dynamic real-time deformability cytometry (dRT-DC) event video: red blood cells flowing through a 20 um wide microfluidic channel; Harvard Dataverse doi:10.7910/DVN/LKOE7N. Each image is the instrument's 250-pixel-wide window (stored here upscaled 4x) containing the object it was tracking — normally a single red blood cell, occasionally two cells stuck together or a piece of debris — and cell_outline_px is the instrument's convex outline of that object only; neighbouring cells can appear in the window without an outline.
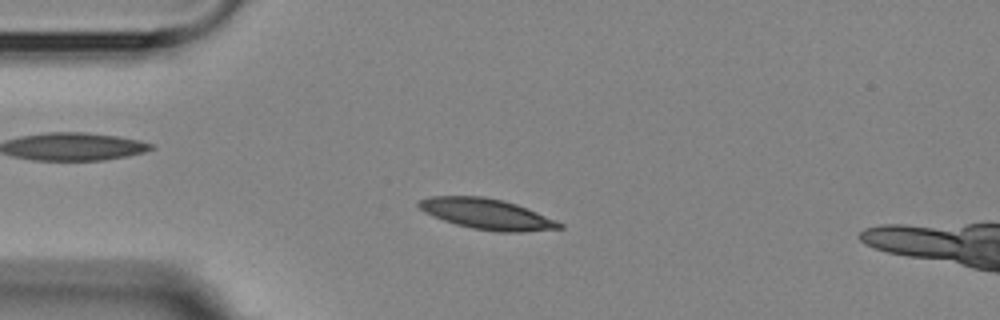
{"species": "Egyptian fruit bat (a non-hibernating species)", "species_latin": "Rousettus aegyptiacus", "temperature_condition": "room temperature", "stored_images_in_passage": 4, "camera_frame_rate_fps": 3000, "um_per_image_px": 0.085, "animal": {"sex": "female"}, "frame": {"image": 1, "passage_image": 3, "time_ms": 2.333, "image_size_px": [1000, 320], "cell_outline_px": [[564, 228], [520, 232], [496, 232], [472, 228], [456, 224], [432, 216], [424, 212], [416, 204], [420, 200], [432, 196], [484, 196], [504, 200], [516, 204], [556, 220], [564, 224]], "centroid_in_image_um": [41.39, 18.19], "position_along_channel_um": 43.6, "area_um2": 25.03}}